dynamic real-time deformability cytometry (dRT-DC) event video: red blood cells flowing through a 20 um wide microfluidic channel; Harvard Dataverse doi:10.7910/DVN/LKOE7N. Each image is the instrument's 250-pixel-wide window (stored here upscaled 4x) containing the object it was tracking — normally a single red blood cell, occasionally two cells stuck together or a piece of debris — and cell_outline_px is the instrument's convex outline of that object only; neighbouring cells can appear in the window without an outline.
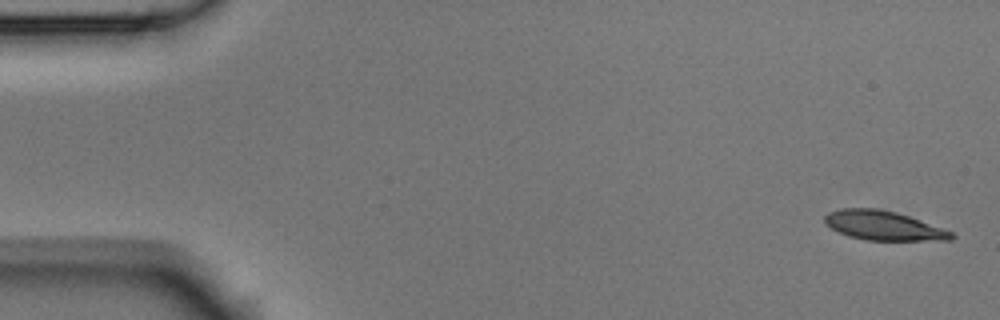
{"species": "Egyptian fruit bat (a non-hibernating species)", "species_latin": "Rousettus aegyptiacus", "temperature_condition": "room temperature", "stored_images_in_passage": 5, "camera_frame_rate_fps": 3000, "um_per_image_px": 0.085, "animal": {"sex": "male"}, "frame": {"image": 1, "passage_image": 1, "time_ms": 0.0, "image_size_px": [1000, 320], "cell_outline_px": [[956, 236], [952, 240], [864, 240], [848, 236], [824, 224], [824, 216], [828, 212], [840, 208], [876, 208], [896, 212], [908, 216], [952, 232]], "centroid_in_image_um": [75.05, 19.17], "position_along_channel_um": 10.0, "area_um2": 21.5}}
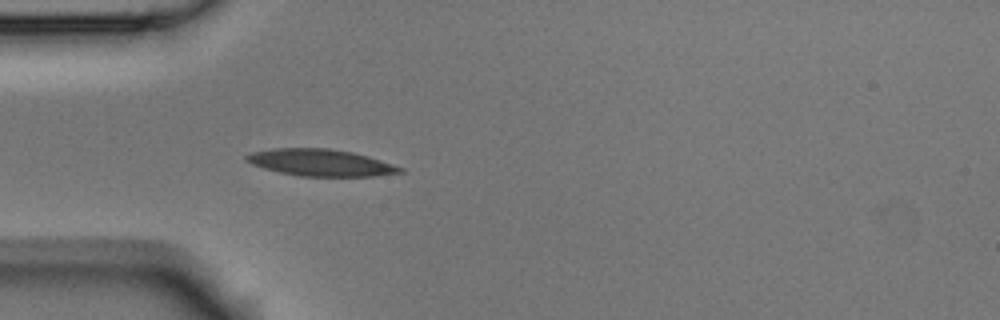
{"frame": {"image": 2, "passage_image": 5, "time_ms": 1.333, "image_size_px": [1000, 320], "cell_outline_px": [[404, 172], [376, 176], [300, 176], [280, 172], [264, 168], [252, 164], [244, 160], [244, 156], [252, 152], [272, 148], [328, 148], [352, 152], [368, 156], [404, 168]], "centroid_in_image_um": [27.24, 13.82], "position_along_channel_um": 57.8, "area_um2": 23.99}}